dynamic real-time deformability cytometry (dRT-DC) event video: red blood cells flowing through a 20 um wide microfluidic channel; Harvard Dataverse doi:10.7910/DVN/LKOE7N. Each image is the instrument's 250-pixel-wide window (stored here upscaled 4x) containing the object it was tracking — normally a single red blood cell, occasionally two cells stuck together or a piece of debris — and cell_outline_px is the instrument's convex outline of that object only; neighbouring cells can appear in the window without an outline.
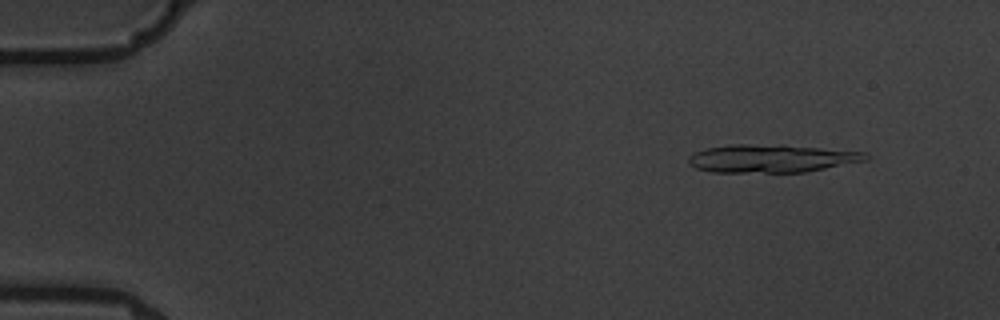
{"species": "common noctule bat (a hibernating species)", "species_latin": "Nyctalus noctula", "temperature_condition": "warm", "stored_images_in_passage": 7, "segment_of_instrument_passage": [1, 2], "camera_frame_rate_fps": 3000, "um_per_image_px": 0.085, "animal": {"sex": "male", "body_mass_g": 19.5, "forearm_length_mm": 54.6}, "frame": {"image": 1, "passage_image": 2, "time_ms": 1.0, "image_size_px": [1000, 320], "cell_outline_px": [[868, 160], [804, 172], [712, 172], [696, 168], [688, 164], [688, 156], [696, 152], [708, 148], [732, 144], [784, 144], [864, 152], [868, 156]], "centroid_in_image_um": [65.56, 13.46], "position_along_channel_um": 19.4, "area_um2": 29.02}}